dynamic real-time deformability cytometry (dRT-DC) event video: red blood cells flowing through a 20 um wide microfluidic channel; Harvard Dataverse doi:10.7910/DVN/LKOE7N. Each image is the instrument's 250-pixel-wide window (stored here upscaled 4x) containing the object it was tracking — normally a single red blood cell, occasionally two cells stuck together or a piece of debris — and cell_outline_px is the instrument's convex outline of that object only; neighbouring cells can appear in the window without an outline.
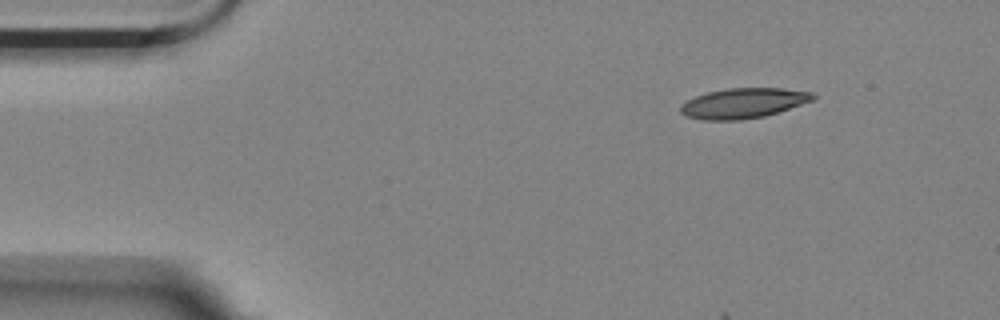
{"species": "Egyptian fruit bat (a non-hibernating species)", "species_latin": "Rousettus aegyptiacus", "temperature_condition": "room temperature", "stored_images_in_passage": 5, "camera_frame_rate_fps": 3000, "um_per_image_px": 0.085, "animal": {"sex": "female"}, "frame": {"image": 1, "passage_image": 1, "time_ms": 0.0, "image_size_px": [1000, 320], "cell_outline_px": [[816, 96], [812, 100], [764, 116], [740, 120], [704, 120], [688, 116], [680, 112], [680, 104], [696, 96], [708, 92], [728, 88], [784, 88], [812, 92]], "centroid_in_image_um": [63.16, 8.76], "position_along_channel_um": 21.8, "area_um2": 22.95}}